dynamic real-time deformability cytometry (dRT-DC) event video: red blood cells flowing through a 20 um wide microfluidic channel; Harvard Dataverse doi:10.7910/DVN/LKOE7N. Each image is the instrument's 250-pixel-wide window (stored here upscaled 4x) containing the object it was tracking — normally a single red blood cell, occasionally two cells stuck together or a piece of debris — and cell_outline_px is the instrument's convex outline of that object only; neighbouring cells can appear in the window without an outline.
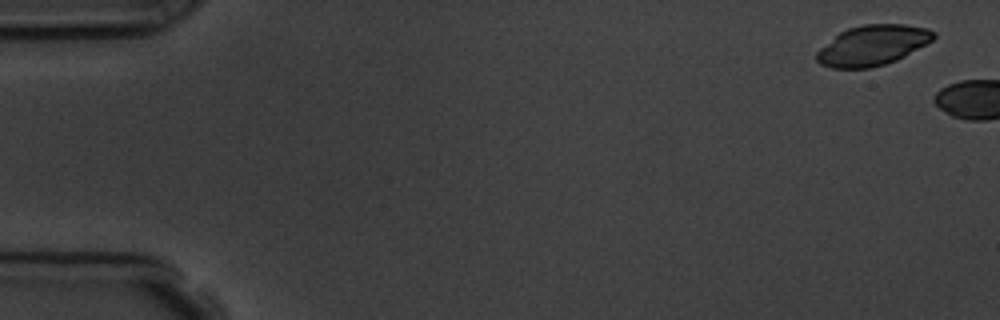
{"species": "common noctule bat (a hibernating species)", "species_latin": "Nyctalus noctula", "temperature_condition": "room temperature", "stored_images_in_passage": 2, "camera_frame_rate_fps": 3000, "um_per_image_px": 0.085, "animal": {"sex": "male", "body_mass_g": 19.5, "forearm_length_mm": 54.6}, "frame": {"image": 1, "passage_image": 1, "time_ms": 0.0, "image_size_px": [1000, 320], "cell_outline_px": [[936, 36], [932, 40], [904, 56], [896, 60], [872, 68], [832, 68], [820, 64], [816, 60], [816, 52], [820, 48], [840, 32], [848, 28], [864, 24], [904, 24], [928, 28], [936, 32]], "centroid_in_image_um": [74.16, 3.85], "position_along_channel_um": 10.8, "area_um2": 27.28}}